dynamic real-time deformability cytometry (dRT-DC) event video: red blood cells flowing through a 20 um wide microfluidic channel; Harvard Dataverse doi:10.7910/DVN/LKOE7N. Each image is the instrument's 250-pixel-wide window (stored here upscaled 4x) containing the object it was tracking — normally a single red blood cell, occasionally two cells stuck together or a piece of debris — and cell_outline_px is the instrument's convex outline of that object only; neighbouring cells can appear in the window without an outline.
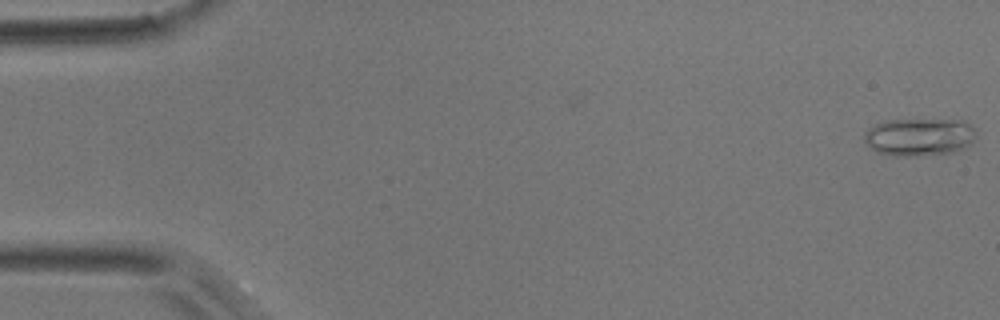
{"species": "common noctule bat (a hibernating species)", "species_latin": "Nyctalus noctula", "temperature_condition": "room temperature", "stored_images_in_passage": 54, "camera_frame_rate_fps": 3000, "um_per_image_px": 0.085, "animal": {"sex": "male", "body_mass_g": 17.9}, "frame": {"image": 1, "passage_image": 1, "time_ms": 0.0, "image_size_px": [1000, 320], "cell_outline_px": [[976, 136], [972, 144], [952, 152], [916, 156], [892, 156], [876, 152], [864, 140], [864, 132], [868, 128], [884, 120], [964, 120], [976, 128]], "centroid_in_image_um": [78.15, 11.64], "position_along_channel_um": 6.8, "area_um2": 24.8}}
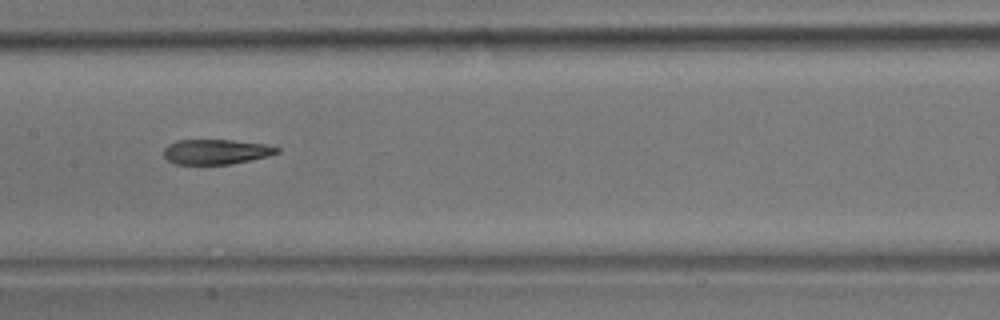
{"frame": {"image": 2, "passage_image": 27, "time_ms": 8.667, "image_size_px": [1000, 320], "cell_outline_px": [[280, 152], [268, 156], [228, 164], [176, 164], [168, 160], [164, 156], [164, 148], [168, 144], [176, 140], [232, 140], [264, 144], [280, 148]], "centroid_in_image_um": [18.34, 12.89], "position_along_channel_um": 189.1, "area_um2": 16.36}}
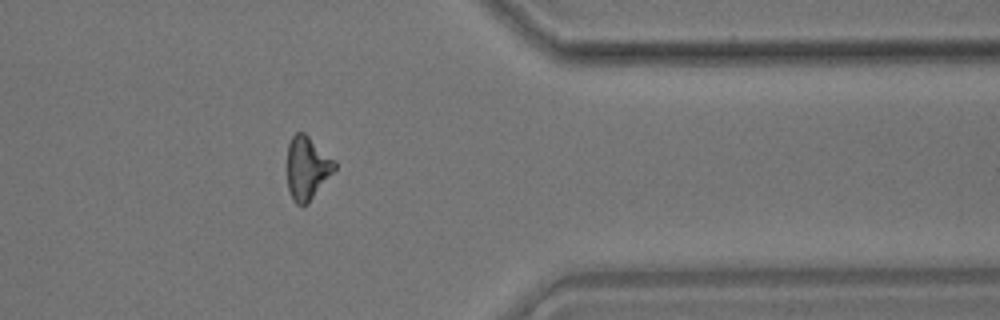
{"frame": {"image": 3, "passage_image": 44, "time_ms": 14.333, "image_size_px": [1000, 320], "cell_outline_px": [[336, 168], [308, 204], [296, 204], [292, 200], [288, 188], [288, 144], [292, 136], [296, 132], [304, 132], [336, 160]], "centroid_in_image_um": [26.12, 14.27], "position_along_channel_um": 385.3, "area_um2": 17.46}, "authors_computed_cell_mechanics": {"area_um2": 17.8313, "velocity_mm_per_s": 3.7087, "shape_relaxation_time_tau1_ms": null, "shape_relaxation_time_tau2_ms": 4.7813, "deformation_change_tau1": null, "deformation_change_tau2": 0.1536}}